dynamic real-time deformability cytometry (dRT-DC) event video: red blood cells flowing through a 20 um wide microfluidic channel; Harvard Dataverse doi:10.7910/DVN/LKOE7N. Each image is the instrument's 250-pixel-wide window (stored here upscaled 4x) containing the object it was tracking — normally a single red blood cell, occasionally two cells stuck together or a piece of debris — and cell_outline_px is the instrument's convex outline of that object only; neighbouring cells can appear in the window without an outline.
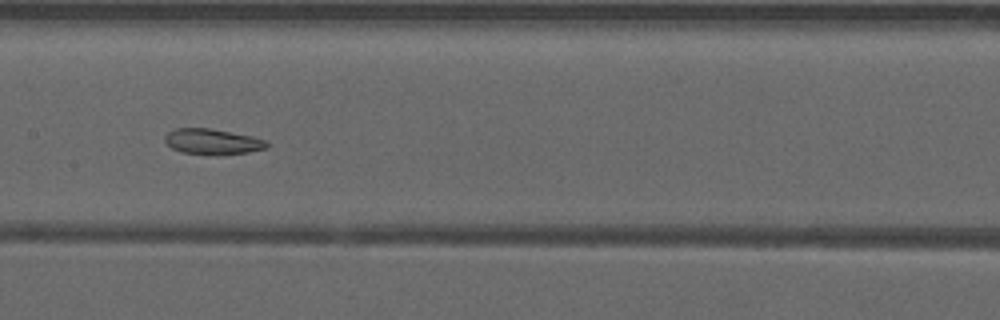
{"species": "common noctule bat (a hibernating species)", "species_latin": "Nyctalus noctula", "temperature_condition": "warm", "stored_images_in_passage": 44, "camera_frame_rate_fps": 3000, "um_per_image_px": 0.085, "animal": {"sex": "male", "forearm_length_mm": 52.5}, "frame": {"image": 1, "passage_image": 19, "time_ms": 6.0, "image_size_px": [1000, 320], "cell_outline_px": [[268, 148], [248, 152], [216, 156], [180, 152], [172, 148], [164, 140], [164, 136], [168, 132], [176, 128], [208, 128], [252, 136], [268, 140]], "centroid_in_image_um": [18.07, 12.05], "position_along_channel_um": 189.3, "area_um2": 15.43}}
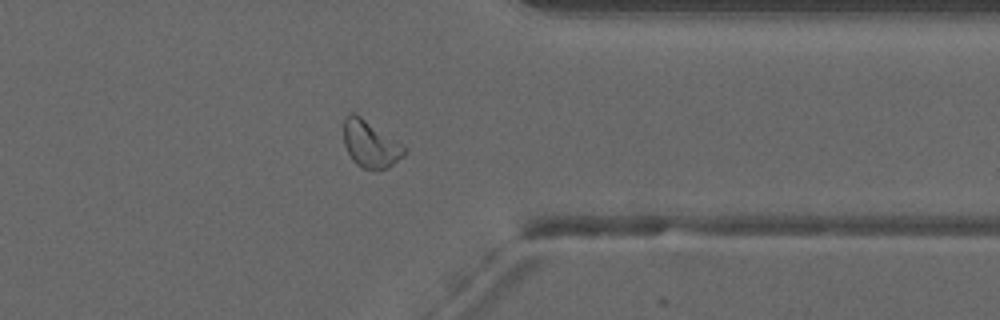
{"frame": {"image": 2, "passage_image": 34, "time_ms": 11.0, "image_size_px": [1000, 320], "cell_outline_px": [[408, 148], [404, 156], [392, 164], [384, 168], [372, 172], [356, 164], [352, 160], [344, 144], [344, 116], [348, 112], [352, 112], [360, 116]], "centroid_in_image_um": [31.47, 12.25], "position_along_channel_um": 379.9, "area_um2": 16.59}}
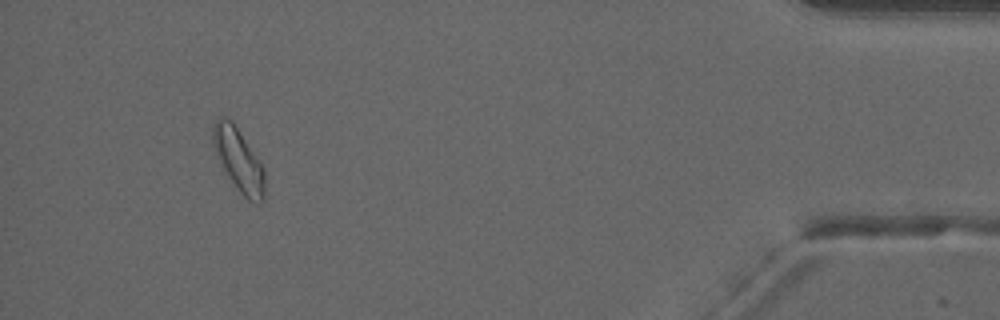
{"frame": {"image": 3, "passage_image": 41, "time_ms": 13.333, "image_size_px": [1000, 320], "cell_outline_px": [[264, 200], [260, 204], [248, 200], [240, 192], [228, 176], [220, 164], [212, 144], [212, 128], [216, 120], [220, 116], [224, 116], [232, 120], [264, 168]], "centroid_in_image_um": [20.27, 13.58], "position_along_channel_um": 414.9, "area_um2": 18.9}, "authors_computed_cell_mechanics": {"area_um2": 16.6464, "velocity_mm_per_s": 3.9243, "shape_relaxation_time_tau1_ms": null, "shape_relaxation_time_tau2_ms": 2.2429, "deformation_change_tau1": null, "deformation_change_tau2": 0.0862}}